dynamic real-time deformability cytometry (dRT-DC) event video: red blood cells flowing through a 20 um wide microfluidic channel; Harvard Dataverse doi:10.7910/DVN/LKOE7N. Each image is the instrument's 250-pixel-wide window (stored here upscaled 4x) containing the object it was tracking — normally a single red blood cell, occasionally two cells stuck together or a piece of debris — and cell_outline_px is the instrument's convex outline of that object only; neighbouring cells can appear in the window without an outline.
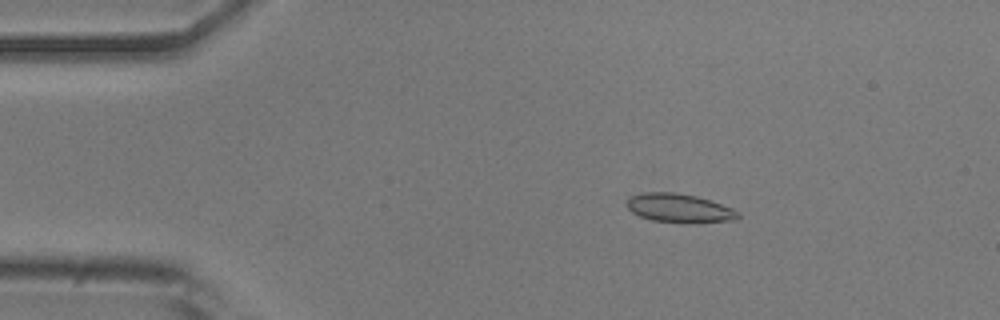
{"species": "common noctule bat (a hibernating species)", "species_latin": "Nyctalus noctula", "temperature_condition": "room temperature", "stored_images_in_passage": 52, "camera_frame_rate_fps": 3000, "um_per_image_px": 0.085, "animal": {"sex": "male", "body_mass_g": 20.5, "forearm_length_mm": 52.5}, "frame": {"image": 1, "passage_image": 8, "time_ms": 2.333, "image_size_px": [1000, 320], "cell_outline_px": [[740, 216], [736, 220], [652, 220], [640, 216], [632, 212], [628, 208], [628, 200], [632, 196], [644, 192], [676, 192], [696, 196], [732, 208], [740, 212]], "centroid_in_image_um": [57.71, 17.63], "position_along_channel_um": 27.3, "area_um2": 17.51}}
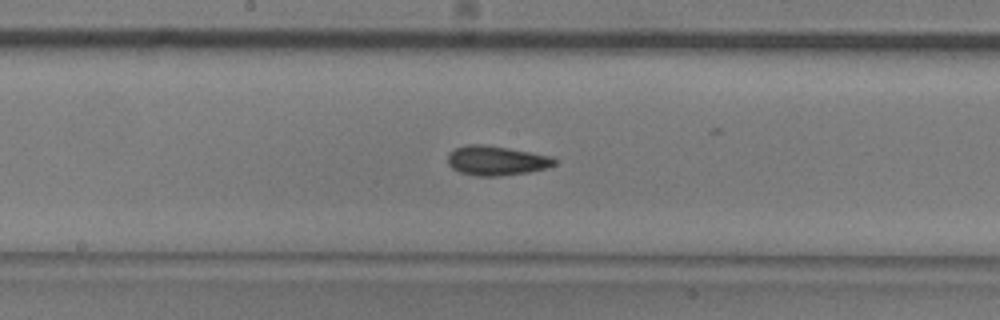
{"frame": {"image": 2, "passage_image": 26, "time_ms": 8.333, "image_size_px": [1000, 320], "cell_outline_px": [[556, 164], [548, 168], [528, 172], [500, 176], [476, 176], [460, 172], [452, 168], [448, 164], [448, 152], [456, 148], [468, 144], [480, 144], [508, 148], [552, 156], [556, 160]], "centroid_in_image_um": [42.19, 13.65], "position_along_channel_um": 206.0, "area_um2": 18.38}}
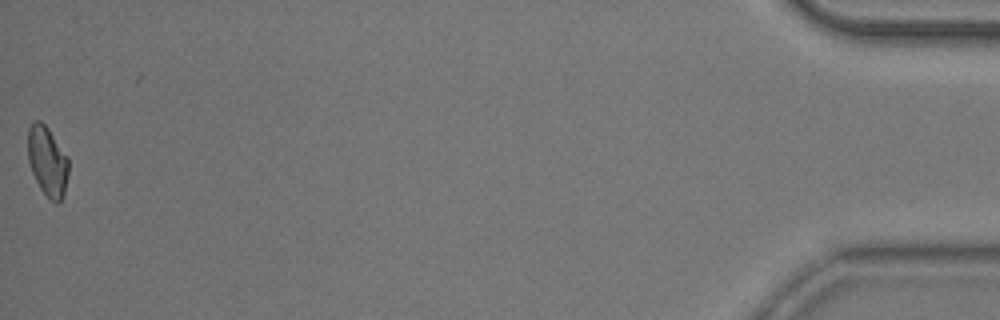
{"frame": {"image": 3, "passage_image": 51, "time_ms": 16.667, "image_size_px": [1000, 320], "cell_outline_px": [[68, 172], [64, 192], [60, 200], [56, 204], [48, 200], [40, 188], [32, 172], [28, 160], [28, 128], [36, 120], [40, 120], [48, 128], [68, 156]], "centroid_in_image_um": [4.03, 13.72], "position_along_channel_um": 431.2, "area_um2": 16.53}, "authors_computed_cell_mechanics": {"area_um2": 17.5134, "velocity_mm_per_s": 3.9048, "shape_relaxation_time_tau1_ms": 7.5268, "shape_relaxation_time_tau2_ms": 3.0621, "deformation_change_tau1": 0.1628, "deformation_change_tau2": 0.0733}}